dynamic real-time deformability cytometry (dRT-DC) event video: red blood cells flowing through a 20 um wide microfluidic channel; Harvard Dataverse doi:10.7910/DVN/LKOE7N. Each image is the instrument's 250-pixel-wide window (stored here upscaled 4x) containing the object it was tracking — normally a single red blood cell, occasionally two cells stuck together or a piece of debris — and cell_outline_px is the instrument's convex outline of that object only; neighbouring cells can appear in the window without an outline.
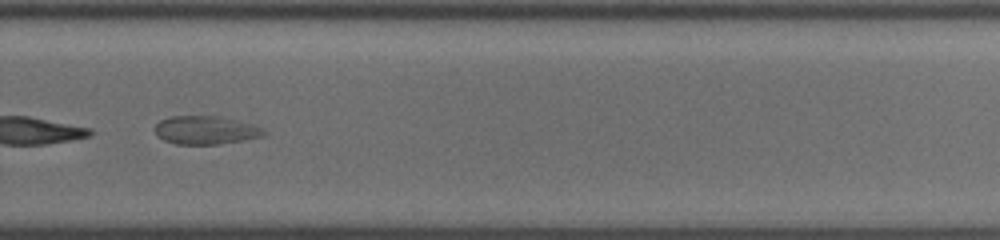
{"species": "common noctule bat (a hibernating species)", "species_latin": "Nyctalus noctula", "temperature_condition": "cold", "stored_images_in_passage": 46, "segment_of_instrument_passage": [2, 2], "camera_frame_rate_fps": 3000, "um_per_image_px": 0.085, "animal": {"sex": "female", "body_mass_g": 19.5, "forearm_length_mm": 54.1}, "frame": {"image": 1, "passage_image": 32, "time_ms": 10.333, "image_size_px": [1000, 240], "cell_outline_px": [[268, 132], [264, 136], [220, 144], [176, 144], [164, 140], [156, 136], [156, 124], [160, 120], [172, 116], [216, 116], [260, 128]], "centroid_in_image_um": [17.41, 11.08], "position_along_channel_um": 312.4, "area_um2": 17.51}}
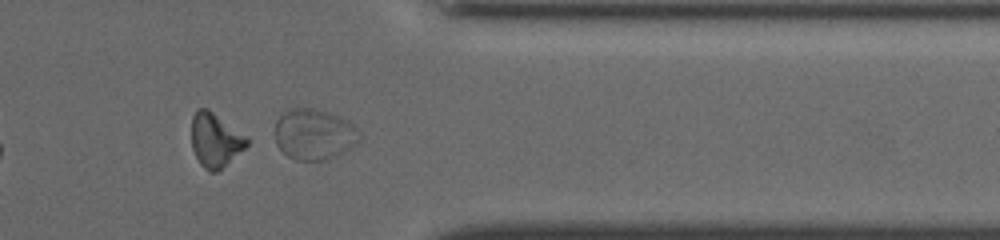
{"frame": {"image": 2, "passage_image": 38, "time_ms": 12.333, "image_size_px": [1000, 240], "cell_outline_px": [[360, 140], [356, 144], [328, 160], [296, 160], [288, 156], [276, 144], [276, 120], [288, 108], [316, 108], [328, 112], [352, 124], [360, 136]], "centroid_in_image_um": [26.67, 11.41], "position_along_channel_um": 384.7, "area_um2": 24.74}}